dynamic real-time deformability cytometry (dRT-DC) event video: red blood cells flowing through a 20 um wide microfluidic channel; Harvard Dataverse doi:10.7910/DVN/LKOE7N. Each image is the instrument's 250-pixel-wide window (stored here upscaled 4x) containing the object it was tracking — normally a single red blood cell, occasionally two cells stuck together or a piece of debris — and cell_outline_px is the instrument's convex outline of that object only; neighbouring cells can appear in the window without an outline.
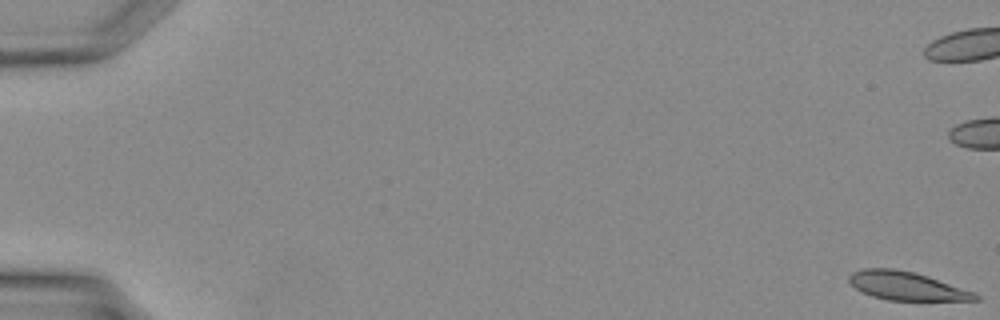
{"species": "Egyptian fruit bat (a non-hibernating species)", "species_latin": "Rousettus aegyptiacus", "temperature_condition": "warm", "stored_images_in_passage": 12, "camera_frame_rate_fps": 3000, "um_per_image_px": 0.085, "animal": {"sex": "female"}, "frame": {"image": 1, "passage_image": 1, "time_ms": 0.0, "image_size_px": [1000, 320], "cell_outline_px": [[980, 300], [888, 300], [872, 296], [856, 288], [848, 280], [848, 276], [852, 272], [864, 268], [892, 268], [912, 272], [928, 276], [976, 292], [980, 296]], "centroid_in_image_um": [77.08, 24.3], "position_along_channel_um": 7.9, "area_um2": 20.81}}